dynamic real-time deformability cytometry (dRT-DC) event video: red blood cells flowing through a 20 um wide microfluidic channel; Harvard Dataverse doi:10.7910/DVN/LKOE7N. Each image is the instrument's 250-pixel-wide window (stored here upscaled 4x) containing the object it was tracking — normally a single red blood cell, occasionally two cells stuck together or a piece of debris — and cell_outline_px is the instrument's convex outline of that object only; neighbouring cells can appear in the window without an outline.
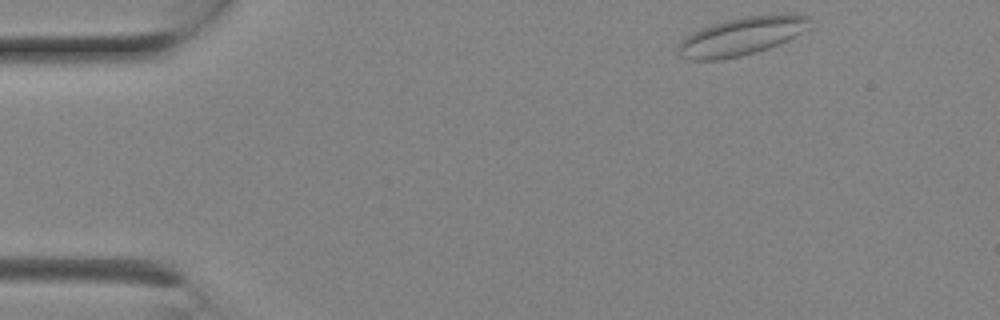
{"species": "Egyptian fruit bat (a non-hibernating species)", "species_latin": "Rousettus aegyptiacus", "temperature_condition": "room temperature", "stored_images_in_passage": 6, "camera_frame_rate_fps": 3000, "um_per_image_px": 0.085, "animal": {"sex": "female"}, "frame": {"image": 1, "passage_image": 1, "time_ms": 0.0, "image_size_px": [1000, 320], "cell_outline_px": [[808, 28], [788, 40], [768, 48], [756, 52], [740, 56], [720, 60], [688, 60], [680, 56], [676, 52], [676, 48], [680, 40], [692, 32], [700, 28], [712, 24], [728, 20], [748, 16], [792, 12], [808, 16]], "centroid_in_image_um": [62.99, 3.08], "position_along_channel_um": 22.0, "area_um2": 29.42}}
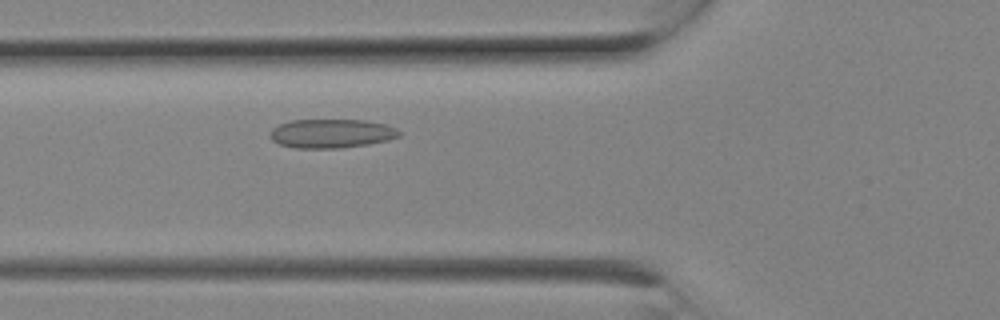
{"frame": {"image": 2, "passage_image": 6, "time_ms": 1.667, "image_size_px": [1000, 320], "cell_outline_px": [[400, 136], [388, 140], [368, 144], [340, 148], [296, 148], [280, 144], [272, 140], [268, 136], [272, 128], [280, 124], [292, 120], [364, 120], [384, 124], [396, 128], [400, 132]], "centroid_in_image_um": [28.15, 11.35], "position_along_channel_um": 97.6, "area_um2": 21.73}}